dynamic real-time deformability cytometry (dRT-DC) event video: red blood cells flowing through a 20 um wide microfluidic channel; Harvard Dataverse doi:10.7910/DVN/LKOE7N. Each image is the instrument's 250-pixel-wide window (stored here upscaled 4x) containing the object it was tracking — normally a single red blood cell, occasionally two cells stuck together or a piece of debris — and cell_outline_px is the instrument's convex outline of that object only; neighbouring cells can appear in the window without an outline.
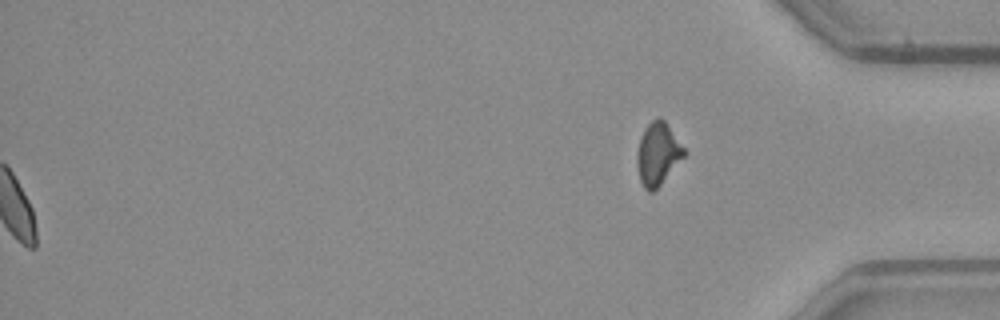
{"species": "common noctule bat (a hibernating species)", "species_latin": "Nyctalus noctula", "temperature_condition": "warm", "stored_images_in_passage": 52, "segment_of_instrument_passage": [2, 2], "camera_frame_rate_fps": 3000, "um_per_image_px": 0.085, "animal": {"sex": "male", "body_mass_g": 23.1, "forearm_length_mm": 52.7}, "frame": {"image": 1, "passage_image": 52, "time_ms": 17.0, "image_size_px": [1000, 320], "cell_outline_px": [[688, 152], [660, 184], [652, 192], [648, 192], [644, 188], [640, 180], [636, 160], [636, 156], [640, 136], [644, 128], [652, 120], [660, 116], [664, 120]], "centroid_in_image_um": [55.91, 13.05], "position_along_channel_um": 379.3, "area_um2": 17.11}}